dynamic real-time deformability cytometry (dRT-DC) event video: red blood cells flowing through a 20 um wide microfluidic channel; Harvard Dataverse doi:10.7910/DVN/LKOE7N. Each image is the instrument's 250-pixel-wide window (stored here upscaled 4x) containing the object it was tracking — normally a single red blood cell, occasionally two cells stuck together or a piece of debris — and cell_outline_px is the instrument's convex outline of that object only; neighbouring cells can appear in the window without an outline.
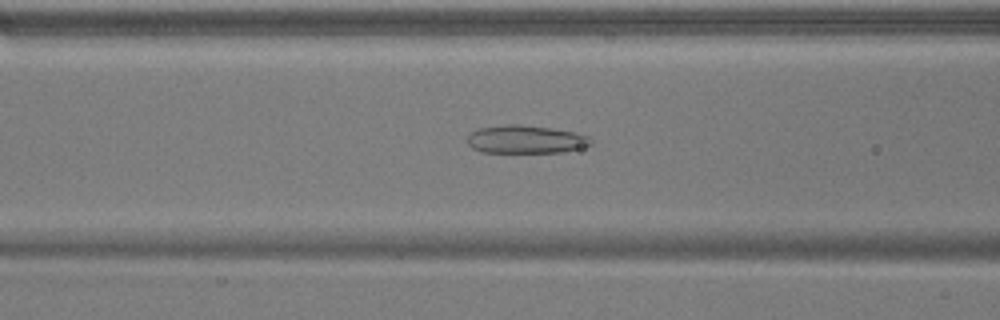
{"species": "common noctule bat (a hibernating species)", "species_latin": "Nyctalus noctula", "temperature_condition": "warm", "stored_images_in_passage": 40, "camera_frame_rate_fps": 3000, "um_per_image_px": 0.085, "animal": {"sex": "male", "body_mass_g": 17.9}, "frame": {"image": 1, "passage_image": 9, "time_ms": 2.667, "image_size_px": [1000, 320], "cell_outline_px": [[592, 144], [580, 148], [564, 152], [480, 152], [472, 148], [468, 144], [468, 136], [472, 132], [480, 128], [508, 124], [520, 124], [552, 128], [576, 132], [588, 136], [592, 140]], "centroid_in_image_um": [44.71, 11.84], "position_along_channel_um": 121.9, "area_um2": 20.23}}
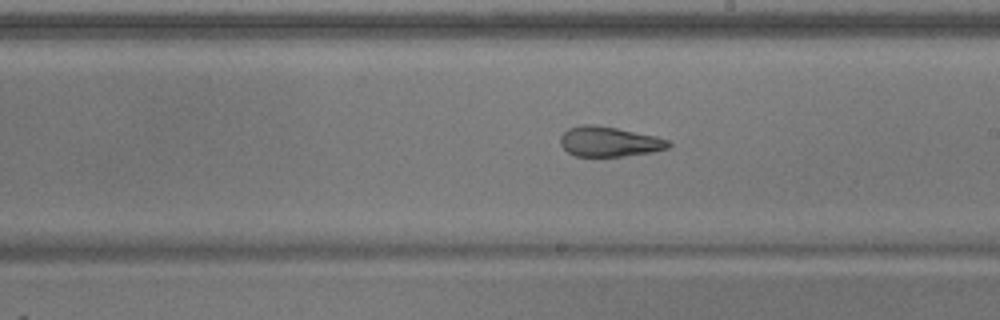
{"frame": {"image": 2, "passage_image": 18, "time_ms": 5.667, "image_size_px": [1000, 320], "cell_outline_px": [[672, 144], [668, 148], [652, 152], [624, 156], [576, 156], [568, 152], [560, 144], [560, 136], [568, 128], [584, 124], [592, 124], [616, 128], [656, 136], [668, 140]], "centroid_in_image_um": [51.78, 12.04], "position_along_channel_um": 237.2, "area_um2": 18.84}}
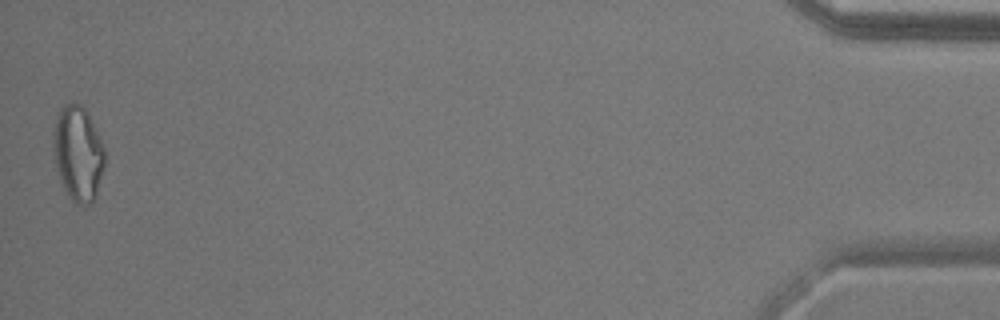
{"frame": {"image": 3, "passage_image": 40, "time_ms": 13.0, "image_size_px": [1000, 320], "cell_outline_px": [[104, 168], [96, 192], [92, 200], [88, 204], [76, 204], [68, 196], [60, 180], [56, 168], [52, 148], [52, 140], [56, 112], [64, 104], [80, 104], [84, 108], [104, 148]], "centroid_in_image_um": [6.58, 13.03], "position_along_channel_um": 428.6, "area_um2": 28.15}, "authors_computed_cell_mechanics": {"area_um2": 21.1548, "velocity_mm_per_s": 3.8421, "shape_relaxation_time_tau1_ms": null, "shape_relaxation_time_tau2_ms": 2.314, "deformation_change_tau1": null, "deformation_change_tau2": 0.1079}}